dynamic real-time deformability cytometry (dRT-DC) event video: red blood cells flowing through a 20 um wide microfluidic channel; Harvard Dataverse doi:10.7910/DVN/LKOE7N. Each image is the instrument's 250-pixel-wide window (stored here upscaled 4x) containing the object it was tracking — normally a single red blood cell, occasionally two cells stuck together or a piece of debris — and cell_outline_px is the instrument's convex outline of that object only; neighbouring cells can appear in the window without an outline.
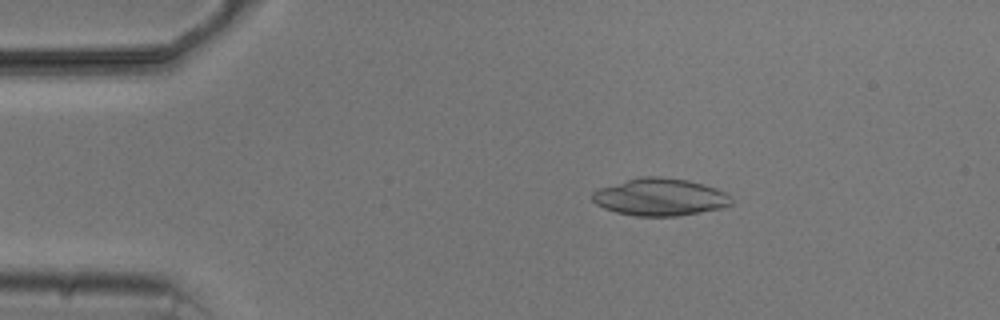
{"species": "common noctule bat (a hibernating species)", "species_latin": "Nyctalus noctula", "temperature_condition": "cold", "stored_images_in_passage": 6, "camera_frame_rate_fps": 3000, "um_per_image_px": 0.085, "animal": {"sex": "male", "body_mass_g": 20.5, "forearm_length_mm": 52.5}, "frame": {"image": 1, "passage_image": 3, "time_ms": 2.667, "image_size_px": [1000, 320], "cell_outline_px": [[732, 204], [724, 208], [676, 216], [636, 216], [616, 212], [604, 208], [596, 204], [592, 200], [592, 192], [600, 188], [628, 180], [644, 176], [664, 176], [688, 180], [704, 184], [716, 188], [724, 192], [732, 200]], "centroid_in_image_um": [56.12, 16.75], "position_along_channel_um": 28.9, "area_um2": 30.17}}
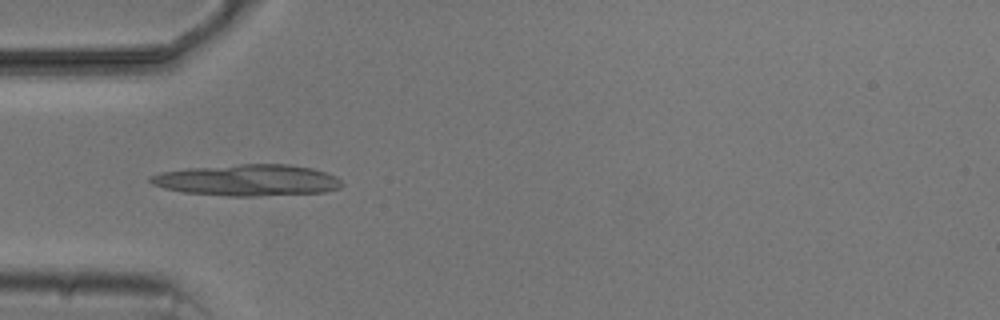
{"frame": {"image": 2, "passage_image": 5, "time_ms": 5.0, "image_size_px": [1000, 320], "cell_outline_px": [[344, 184], [340, 188], [324, 192], [256, 196], [228, 196], [184, 192], [164, 188], [152, 184], [148, 180], [148, 176], [160, 172], [188, 168], [240, 164], [288, 164], [312, 168], [336, 176]], "centroid_in_image_um": [21.03, 15.31], "position_along_channel_um": 64.0, "area_um2": 35.08}}
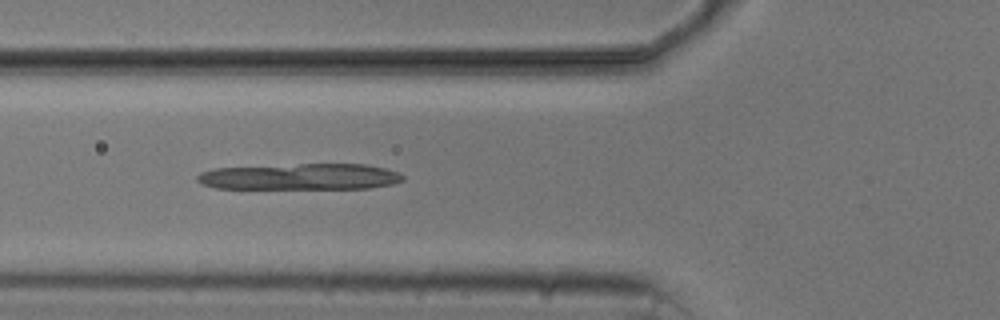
{"frame": {"image": 3, "passage_image": 6, "time_ms": 6.0, "image_size_px": [1000, 320], "cell_outline_px": [[404, 180], [392, 184], [368, 188], [216, 188], [200, 184], [196, 180], [196, 176], [200, 172], [216, 168], [300, 164], [368, 164], [400, 172], [404, 176]], "centroid_in_image_um": [25.52, 15.01], "position_along_channel_um": 100.3, "area_um2": 31.39}}